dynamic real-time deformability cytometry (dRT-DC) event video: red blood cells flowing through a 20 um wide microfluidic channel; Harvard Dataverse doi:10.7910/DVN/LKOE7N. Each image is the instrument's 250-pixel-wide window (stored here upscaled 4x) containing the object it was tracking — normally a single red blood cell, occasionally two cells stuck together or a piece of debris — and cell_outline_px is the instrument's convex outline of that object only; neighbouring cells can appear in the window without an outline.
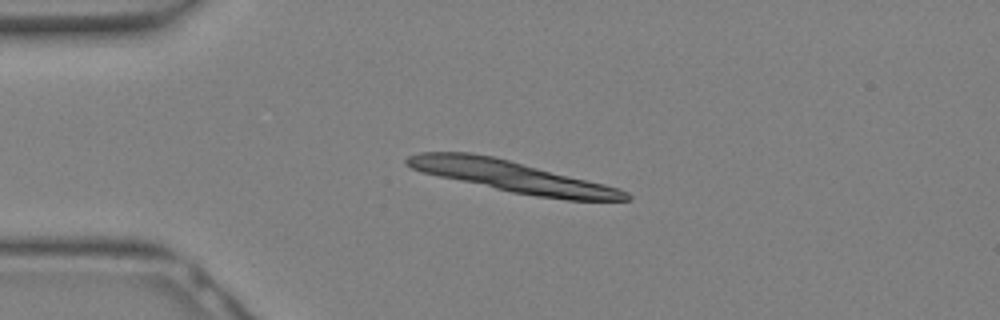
{"species": "Egyptian fruit bat (a non-hibernating species)", "species_latin": "Rousettus aegyptiacus", "temperature_condition": "warm", "stored_images_in_passage": 12, "camera_frame_rate_fps": 3000, "um_per_image_px": 0.085, "animal": {"sex": "female"}, "frame": {"image": 1, "passage_image": 6, "time_ms": 1.667, "image_size_px": [1000, 320], "cell_outline_px": [[632, 200], [568, 200], [536, 196], [512, 192], [420, 172], [404, 164], [404, 160], [408, 156], [420, 152], [472, 152], [492, 156], [620, 188], [628, 192], [632, 196]], "centroid_in_image_um": [43.51, 15.0], "position_along_channel_um": 41.5, "area_um2": 39.36}}